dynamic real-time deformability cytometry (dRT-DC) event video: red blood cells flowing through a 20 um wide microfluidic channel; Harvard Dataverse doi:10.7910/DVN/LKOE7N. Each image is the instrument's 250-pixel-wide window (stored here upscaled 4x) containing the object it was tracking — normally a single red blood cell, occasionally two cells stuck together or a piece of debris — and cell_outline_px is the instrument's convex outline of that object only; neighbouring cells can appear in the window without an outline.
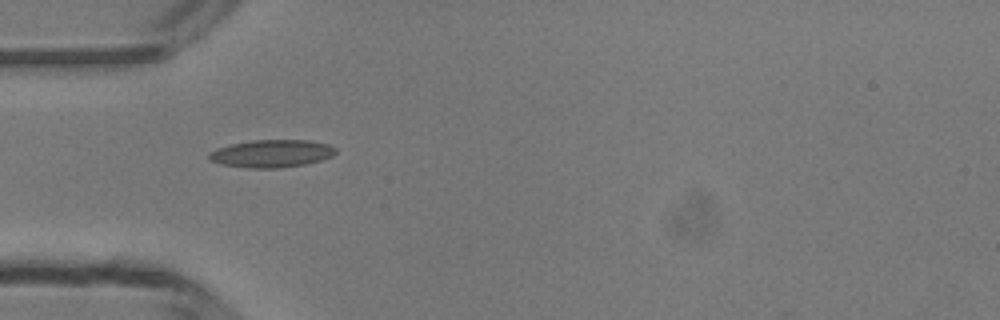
{"species": "common noctule bat (a hibernating species)", "species_latin": "Nyctalus noctula", "temperature_condition": "room temperature", "stored_images_in_passage": 28, "camera_frame_rate_fps": 3000, "um_per_image_px": 0.085, "animal": {"sex": "male", "body_mass_g": 13.3}, "frame": {"image": 1, "passage_image": 1, "time_ms": 0.0, "image_size_px": [1000, 320], "cell_outline_px": [[336, 152], [332, 156], [320, 160], [304, 164], [276, 168], [248, 168], [220, 164], [208, 160], [208, 152], [216, 148], [232, 144], [252, 140], [308, 140], [328, 144], [336, 148]], "centroid_in_image_um": [23.04, 13.05], "position_along_channel_um": 62.0, "area_um2": 20.4}}
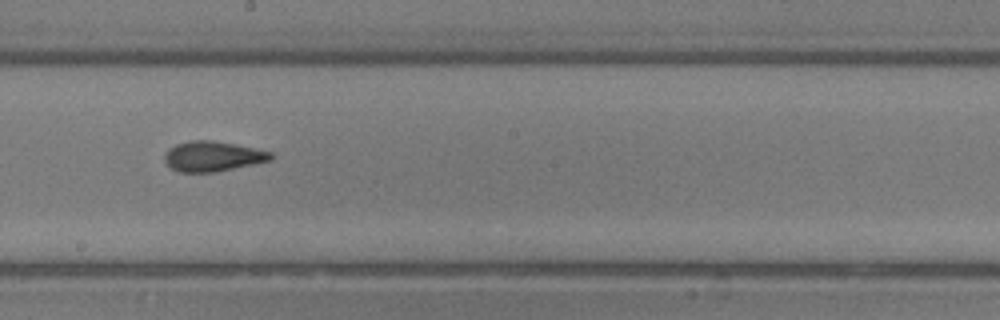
{"frame": {"image": 2, "passage_image": 13, "time_ms": 4.0, "image_size_px": [1000, 320], "cell_outline_px": [[272, 160], [216, 172], [180, 172], [172, 168], [164, 160], [164, 156], [168, 148], [176, 144], [188, 140], [212, 140], [272, 152]], "centroid_in_image_um": [18.05, 13.28], "position_along_channel_um": 230.2, "area_um2": 18.5}}
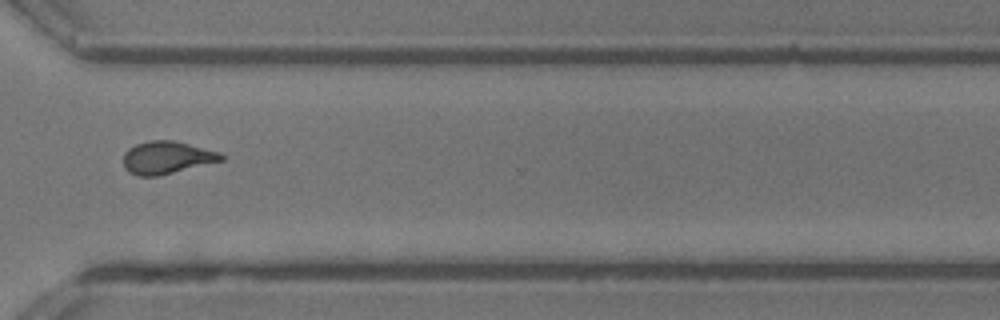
{"frame": {"image": 3, "passage_image": 22, "time_ms": 7.0, "image_size_px": [1000, 320], "cell_outline_px": [[224, 160], [160, 176], [140, 176], [128, 172], [124, 168], [124, 152], [128, 148], [136, 144], [152, 140], [172, 140], [220, 152], [224, 156]], "centroid_in_image_um": [14.17, 13.4], "position_along_channel_um": 356.4, "area_um2": 18.61}, "authors_computed_cell_mechanics": {"area_um2": 18.496, "velocity_mm_per_s": 4.2316, "shape_relaxation_time_tau1_ms": null, "shape_relaxation_time_tau2_ms": 1.5696, "deformation_change_tau1": null, "deformation_change_tau2": 0.0899}}